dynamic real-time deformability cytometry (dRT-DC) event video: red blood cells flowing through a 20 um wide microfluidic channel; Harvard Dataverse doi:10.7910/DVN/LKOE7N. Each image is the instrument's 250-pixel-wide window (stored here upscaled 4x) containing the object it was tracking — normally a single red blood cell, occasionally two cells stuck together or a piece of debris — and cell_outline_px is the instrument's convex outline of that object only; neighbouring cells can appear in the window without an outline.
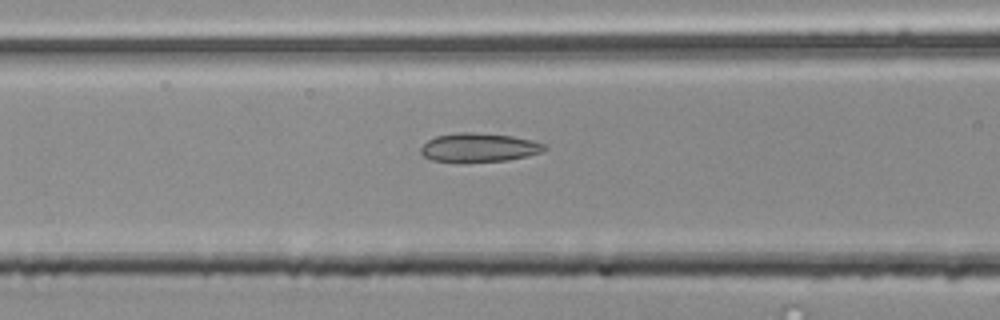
{"species": "common noctule bat (a hibernating species)", "species_latin": "Nyctalus noctula", "temperature_condition": "room temperature", "stored_images_in_passage": 28, "camera_frame_rate_fps": 3000, "um_per_image_px": 0.085, "animal": {"sex": "male", "body_mass_g": 20.4}, "frame": {"image": 1, "passage_image": 7, "time_ms": 2.0, "image_size_px": [1000, 320], "cell_outline_px": [[548, 148], [540, 152], [528, 156], [508, 160], [432, 160], [424, 156], [420, 152], [420, 148], [428, 140], [436, 136], [456, 132], [472, 132], [512, 136], [532, 140], [544, 144]], "centroid_in_image_um": [40.73, 12.5], "position_along_channel_um": 125.9, "area_um2": 20.17}}
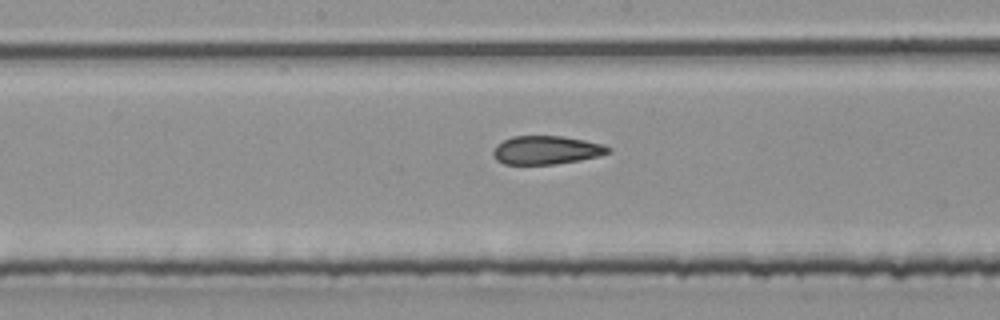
{"frame": {"image": 2, "passage_image": 13, "time_ms": 4.0, "image_size_px": [1000, 320], "cell_outline_px": [[612, 152], [600, 156], [580, 160], [556, 164], [504, 164], [496, 160], [492, 152], [496, 144], [512, 136], [560, 136], [584, 140], [604, 144], [612, 148]], "centroid_in_image_um": [46.47, 12.76], "position_along_channel_um": 201.7, "area_um2": 19.25}}
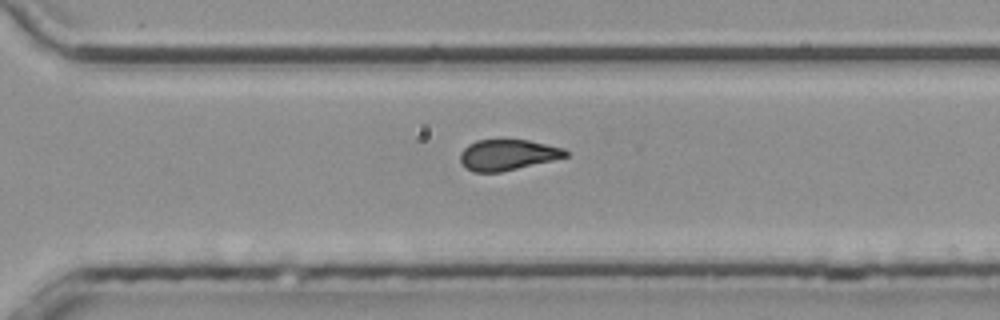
{"frame": {"image": 3, "passage_image": 23, "time_ms": 7.333, "image_size_px": [1000, 320], "cell_outline_px": [[568, 156], [552, 160], [500, 172], [472, 172], [464, 168], [460, 160], [460, 152], [468, 144], [476, 140], [528, 140], [564, 148], [568, 152]], "centroid_in_image_um": [43.1, 13.16], "position_along_channel_um": 327.5, "area_um2": 18.84}}